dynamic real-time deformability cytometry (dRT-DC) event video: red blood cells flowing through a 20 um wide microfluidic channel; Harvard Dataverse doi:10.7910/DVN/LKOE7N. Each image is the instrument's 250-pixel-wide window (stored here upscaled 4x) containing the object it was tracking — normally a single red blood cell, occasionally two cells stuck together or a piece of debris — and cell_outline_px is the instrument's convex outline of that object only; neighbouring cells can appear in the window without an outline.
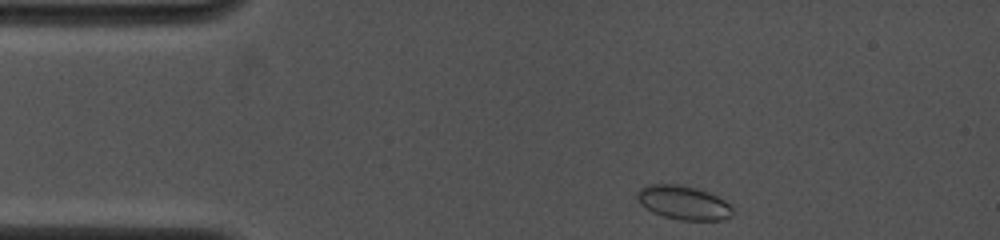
{"species": "common noctule bat (a hibernating species)", "species_latin": "Nyctalus noctula", "temperature_condition": "cold", "stored_images_in_passage": 17, "camera_frame_rate_fps": 4000, "um_per_image_px": 0.085, "animal": {"sex": "female", "body_mass_g": 19.0, "forearm_length_mm": 53.3}, "frame": {"image": 1, "passage_image": 1, "time_ms": 0.0, "image_size_px": [1000, 240], "cell_outline_px": [[732, 216], [724, 220], [680, 220], [664, 216], [652, 212], [640, 204], [636, 196], [636, 192], [640, 188], [648, 184], [676, 184], [696, 188], [708, 192], [724, 200], [732, 208]], "centroid_in_image_um": [58.07, 17.22], "position_along_channel_um": 26.9, "area_um2": 18.84}}
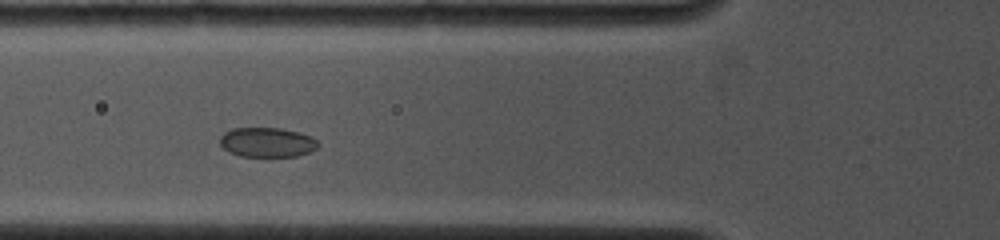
{"frame": {"image": 2, "passage_image": 13, "time_ms": 3.25, "image_size_px": [1000, 240], "cell_outline_px": [[320, 144], [316, 148], [308, 152], [296, 156], [240, 156], [228, 152], [220, 144], [220, 136], [224, 132], [232, 128], [280, 128], [300, 132], [312, 136]], "centroid_in_image_um": [22.69, 12.08], "position_along_channel_um": 103.1, "area_um2": 16.99}}
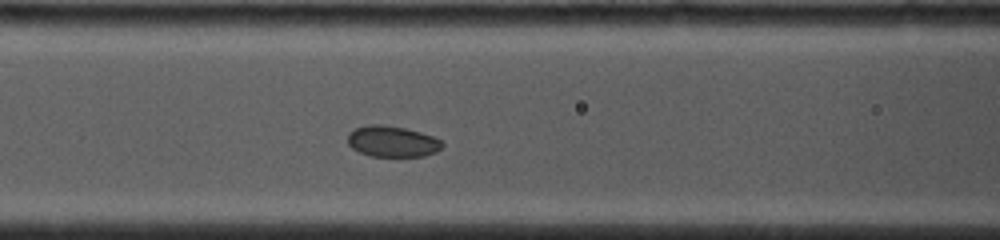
{"frame": {"image": 3, "passage_image": 17, "time_ms": 4.0, "image_size_px": [1000, 240], "cell_outline_px": [[444, 144], [436, 152], [424, 156], [372, 156], [360, 152], [352, 148], [348, 144], [348, 132], [356, 128], [368, 124], [384, 124], [404, 128], [420, 132], [432, 136], [440, 140]], "centroid_in_image_um": [33.32, 12.01], "position_along_channel_um": 133.3, "area_um2": 17.05}}